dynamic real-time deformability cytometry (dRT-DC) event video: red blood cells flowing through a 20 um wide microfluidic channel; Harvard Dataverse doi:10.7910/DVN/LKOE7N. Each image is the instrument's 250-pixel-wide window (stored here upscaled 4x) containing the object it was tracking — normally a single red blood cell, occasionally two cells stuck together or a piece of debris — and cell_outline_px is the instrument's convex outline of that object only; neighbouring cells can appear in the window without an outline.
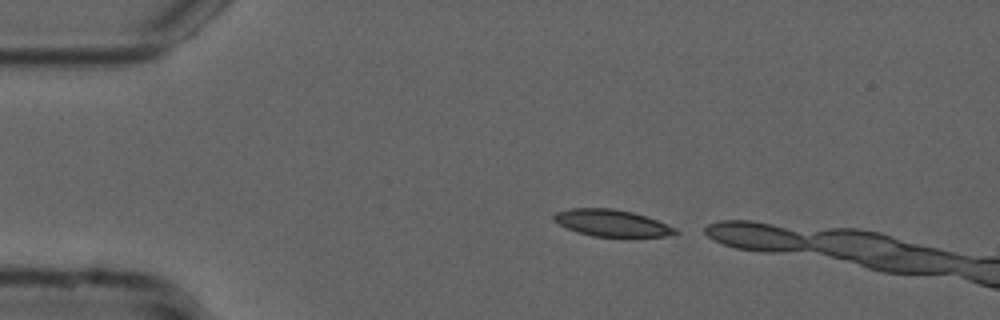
{"species": "common noctule bat (a hibernating species)", "species_latin": "Nyctalus noctula", "temperature_condition": "cold", "stored_images_in_passage": 5, "camera_frame_rate_fps": 3000, "um_per_image_px": 0.085, "animal": {"sex": "male", "forearm_length_mm": 52.5}, "frame": {"image": 1, "passage_image": 1, "time_ms": 0.0, "image_size_px": [1000, 320], "cell_outline_px": [[680, 232], [664, 236], [592, 236], [576, 232], [552, 220], [552, 216], [556, 212], [572, 208], [612, 208], [632, 212], [656, 220], [676, 228]], "centroid_in_image_um": [51.95, 18.95], "position_along_channel_um": 33.0, "area_um2": 18.67}}